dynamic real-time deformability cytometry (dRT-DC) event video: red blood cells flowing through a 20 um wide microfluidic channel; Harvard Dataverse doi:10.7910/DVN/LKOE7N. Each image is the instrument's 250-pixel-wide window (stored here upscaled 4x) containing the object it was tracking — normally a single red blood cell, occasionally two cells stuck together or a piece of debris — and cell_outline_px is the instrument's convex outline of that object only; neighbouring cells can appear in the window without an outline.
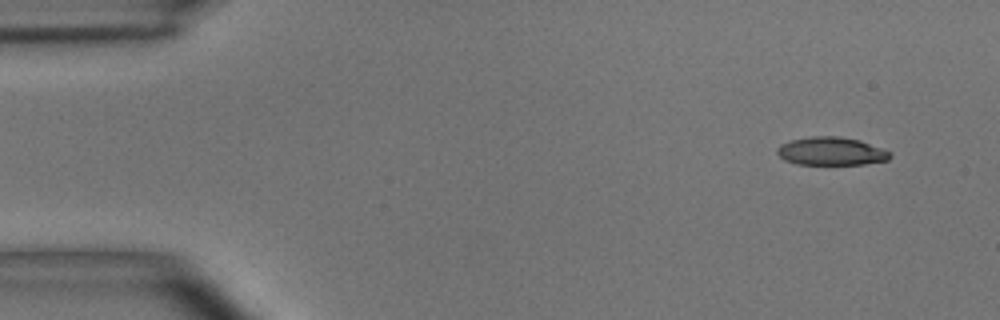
{"species": "common noctule bat (a hibernating species)", "species_latin": "Nyctalus noctula", "temperature_condition": "room temperature", "stored_images_in_passage": 5, "camera_frame_rate_fps": 3000, "um_per_image_px": 0.085, "animal": {"sex": "male", "body_mass_g": 15.6}, "frame": {"image": 1, "passage_image": 2, "time_ms": 0.333, "image_size_px": [1000, 320], "cell_outline_px": [[892, 156], [888, 160], [864, 164], [796, 164], [784, 160], [776, 152], [776, 148], [780, 144], [792, 140], [812, 136], [840, 136], [860, 140], [884, 148], [892, 152]], "centroid_in_image_um": [70.68, 12.85], "position_along_channel_um": 14.3, "area_um2": 18.73}}
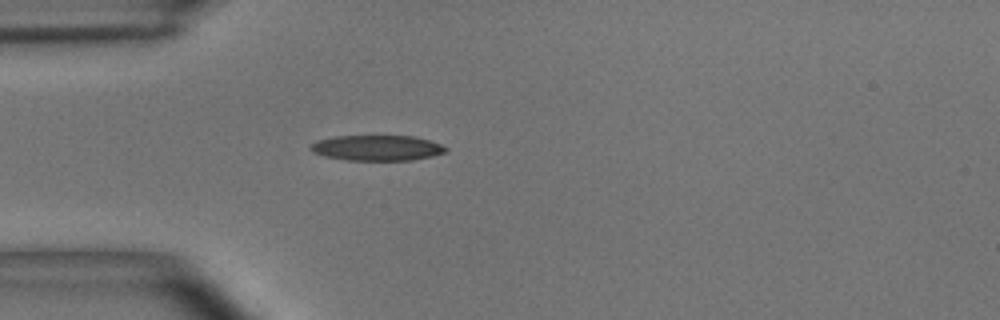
{"frame": {"image": 2, "passage_image": 5, "time_ms": 1.333, "image_size_px": [1000, 320], "cell_outline_px": [[448, 152], [432, 156], [412, 160], [348, 160], [324, 156], [312, 152], [308, 148], [316, 140], [336, 136], [416, 136], [440, 144], [448, 148]], "centroid_in_image_um": [32.05, 12.57], "position_along_channel_um": 53.0, "area_um2": 20.11}}